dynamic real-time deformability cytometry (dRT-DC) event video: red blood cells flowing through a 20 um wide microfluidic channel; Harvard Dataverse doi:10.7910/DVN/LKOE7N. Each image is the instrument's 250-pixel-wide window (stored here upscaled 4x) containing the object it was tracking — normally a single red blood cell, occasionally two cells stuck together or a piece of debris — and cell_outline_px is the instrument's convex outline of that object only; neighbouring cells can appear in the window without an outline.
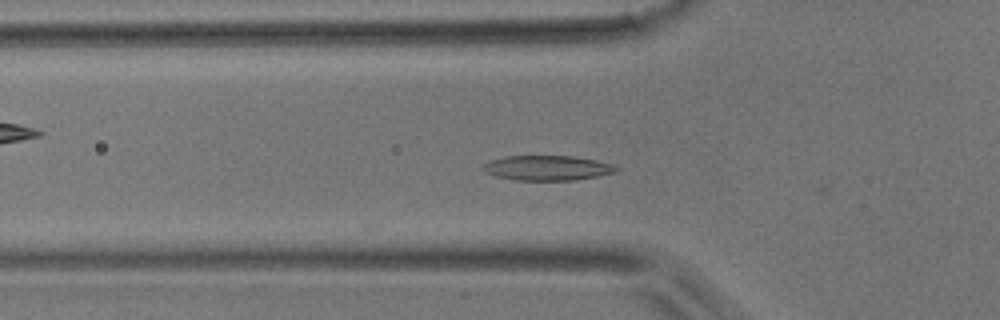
{"species": "common noctule bat (a hibernating species)", "species_latin": "Nyctalus noctula", "temperature_condition": "room temperature", "stored_images_in_passage": 34, "camera_frame_rate_fps": 3000, "um_per_image_px": 0.085, "animal": {"sex": "male", "body_mass_g": 17.9}, "frame": {"image": 1, "passage_image": 2, "time_ms": 0.333, "image_size_px": [1000, 320], "cell_outline_px": [[620, 168], [616, 172], [600, 176], [576, 180], [516, 180], [496, 176], [484, 172], [480, 168], [488, 160], [504, 156], [576, 156], [596, 160], [612, 164]], "centroid_in_image_um": [46.52, 14.27], "position_along_channel_um": 79.3, "area_um2": 19.59}}
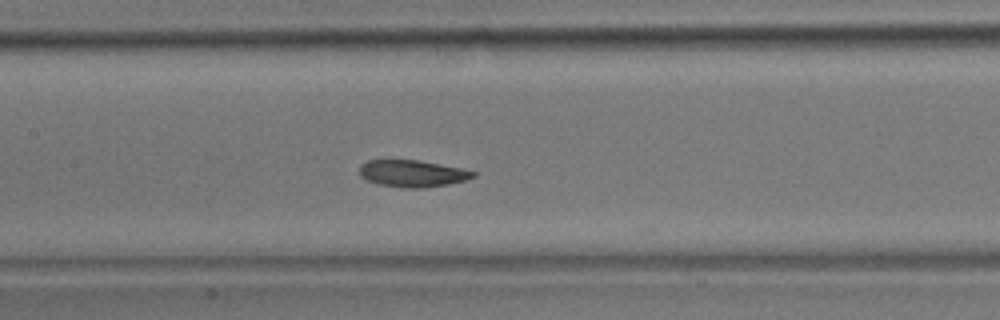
{"frame": {"image": 2, "passage_image": 9, "time_ms": 2.667, "image_size_px": [1000, 320], "cell_outline_px": [[476, 176], [464, 180], [448, 184], [424, 188], [404, 188], [380, 184], [368, 180], [360, 176], [360, 164], [368, 160], [420, 160], [460, 168], [476, 172]], "centroid_in_image_um": [35.05, 14.74], "position_along_channel_um": 172.4, "area_um2": 17.69}}
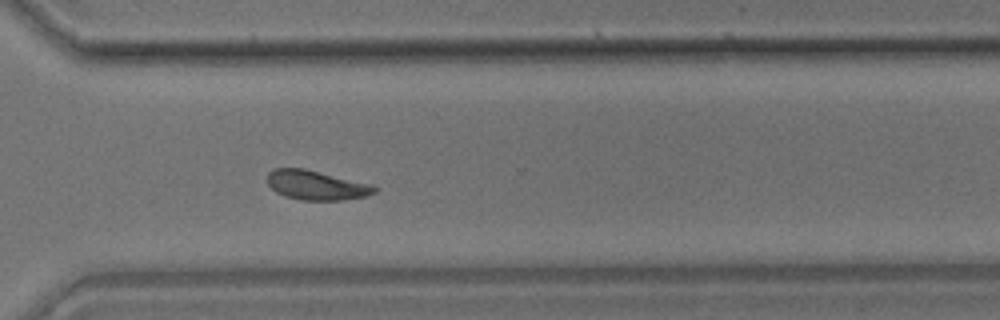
{"frame": {"image": 3, "passage_image": 22, "time_ms": 7.0, "image_size_px": [1000, 320], "cell_outline_px": [[380, 188], [376, 192], [368, 196], [344, 200], [300, 200], [284, 196], [276, 192], [268, 184], [268, 172], [272, 168], [304, 168], [372, 184]], "centroid_in_image_um": [26.92, 15.74], "position_along_channel_um": 343.7, "area_um2": 18.61}}